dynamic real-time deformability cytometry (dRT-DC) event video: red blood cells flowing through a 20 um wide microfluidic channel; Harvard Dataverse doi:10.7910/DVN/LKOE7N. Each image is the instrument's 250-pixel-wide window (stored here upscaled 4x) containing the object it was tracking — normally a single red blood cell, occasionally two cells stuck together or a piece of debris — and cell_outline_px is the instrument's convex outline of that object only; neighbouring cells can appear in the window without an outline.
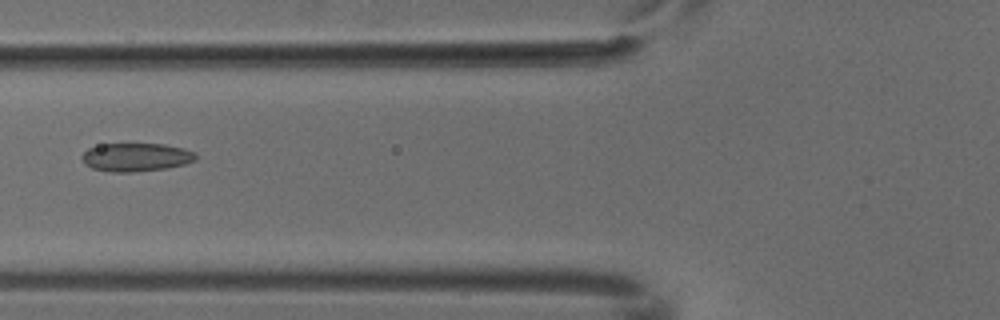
{"species": "common noctule bat (a hibernating species)", "species_latin": "Nyctalus noctula", "temperature_condition": "cold", "stored_images_in_passage": 3, "camera_frame_rate_fps": 3000, "um_per_image_px": 0.085, "animal": {"sex": "male", "body_mass_g": 18.8}, "frame": {"image": 1, "passage_image": 2, "time_ms": 0.333, "image_size_px": [1000, 320], "cell_outline_px": [[196, 160], [184, 164], [164, 168], [132, 172], [112, 172], [92, 168], [84, 164], [80, 156], [88, 148], [100, 144], [164, 144], [184, 148], [196, 152]], "centroid_in_image_um": [11.54, 13.35], "position_along_channel_um": 114.3, "area_um2": 18.84}}
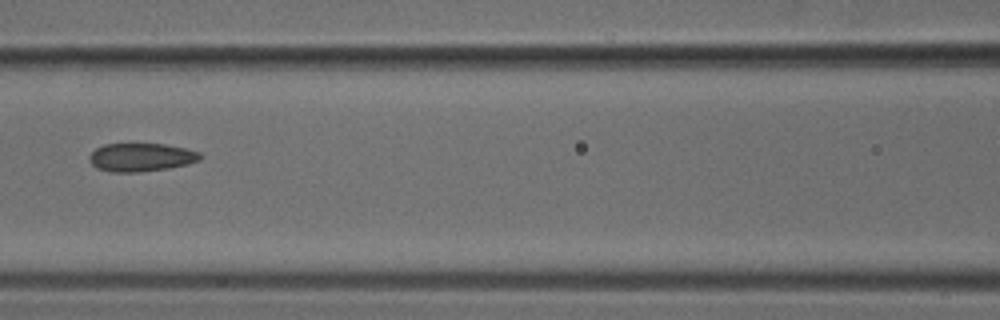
{"frame": {"image": 2, "passage_image": 3, "time_ms": 0.667, "image_size_px": [1000, 320], "cell_outline_px": [[200, 160], [188, 164], [168, 168], [140, 172], [112, 172], [96, 168], [88, 160], [88, 156], [96, 148], [104, 144], [164, 144], [184, 148], [200, 152]], "centroid_in_image_um": [11.96, 13.37], "position_along_channel_um": 154.6, "area_um2": 18.26}}